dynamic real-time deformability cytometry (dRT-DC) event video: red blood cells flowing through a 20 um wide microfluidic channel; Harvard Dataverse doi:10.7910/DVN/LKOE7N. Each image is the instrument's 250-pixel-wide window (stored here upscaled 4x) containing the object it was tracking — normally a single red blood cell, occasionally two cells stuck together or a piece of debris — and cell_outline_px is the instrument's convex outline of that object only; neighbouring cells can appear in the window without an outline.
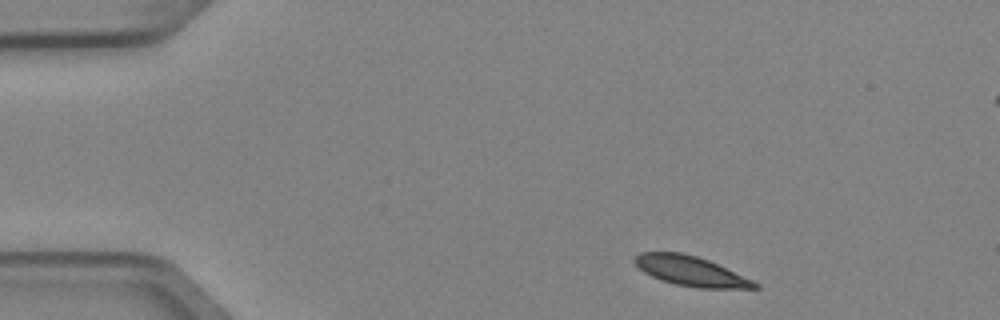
{"species": "Egyptian fruit bat (a non-hibernating species)", "species_latin": "Rousettus aegyptiacus", "temperature_condition": "cold", "stored_images_in_passage": 2, "camera_frame_rate_fps": 3000, "um_per_image_px": 0.085, "animal": {"sex": "female"}, "frame": {"image": 1, "passage_image": 1, "time_ms": 0.0, "image_size_px": [1000, 320], "cell_outline_px": [[760, 288], [696, 288], [676, 284], [660, 280], [644, 272], [632, 260], [632, 256], [640, 252], [680, 252], [696, 256], [708, 260], [752, 280], [760, 284]], "centroid_in_image_um": [58.67, 23.03], "position_along_channel_um": 26.3, "area_um2": 20.69}}